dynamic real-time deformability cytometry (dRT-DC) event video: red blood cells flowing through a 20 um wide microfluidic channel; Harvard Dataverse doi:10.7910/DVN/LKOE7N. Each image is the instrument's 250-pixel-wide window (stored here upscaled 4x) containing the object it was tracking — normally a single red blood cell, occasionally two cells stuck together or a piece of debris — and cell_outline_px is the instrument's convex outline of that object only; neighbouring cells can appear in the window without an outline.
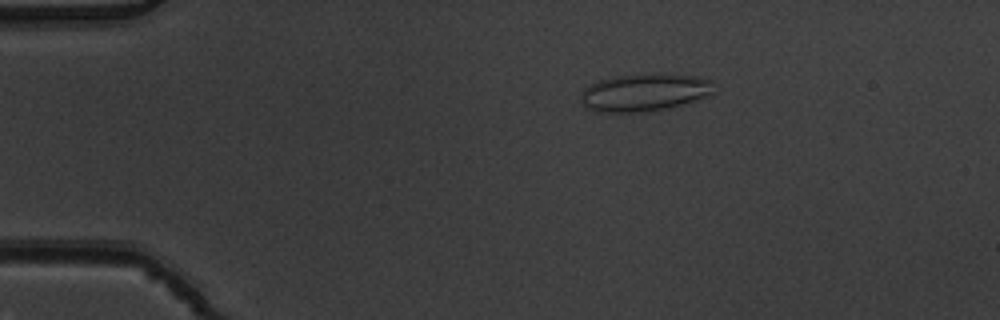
{"species": "common noctule bat (a hibernating species)", "species_latin": "Nyctalus noctula", "temperature_condition": "warm", "stored_images_in_passage": 6, "camera_frame_rate_fps": 3000, "um_per_image_px": 0.085, "animal": {"sex": "male", "body_mass_g": 19.5, "forearm_length_mm": 54.6}, "frame": {"image": 1, "passage_image": 2, "time_ms": 0.333, "image_size_px": [1000, 320], "cell_outline_px": [[712, 92], [708, 96], [684, 104], [668, 108], [640, 112], [596, 112], [584, 108], [580, 104], [580, 92], [584, 88], [600, 80], [616, 76], [700, 76], [712, 80]], "centroid_in_image_um": [54.7, 7.91], "position_along_channel_um": 30.3, "area_um2": 28.55}}
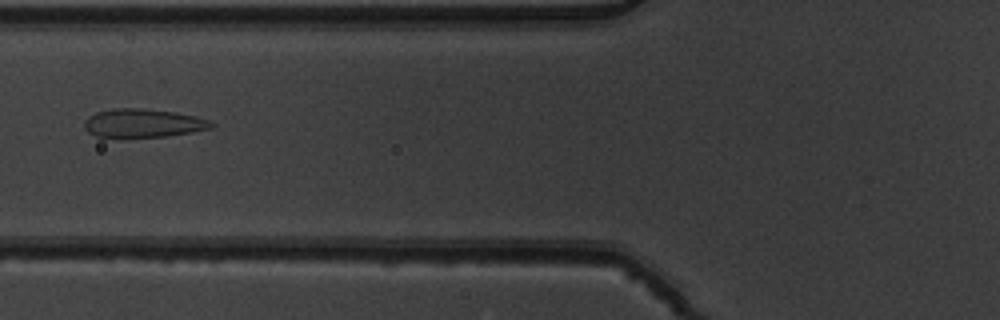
{"frame": {"image": 2, "passage_image": 5, "time_ms": 1.333, "image_size_px": [1000, 320], "cell_outline_px": [[216, 124], [212, 128], [192, 132], [164, 136], [96, 136], [88, 132], [84, 128], [84, 120], [88, 116], [96, 112], [112, 108], [140, 108], [172, 112], [196, 116], [212, 120]], "centroid_in_image_um": [12.18, 10.45], "position_along_channel_um": 113.6, "area_um2": 20.92}}
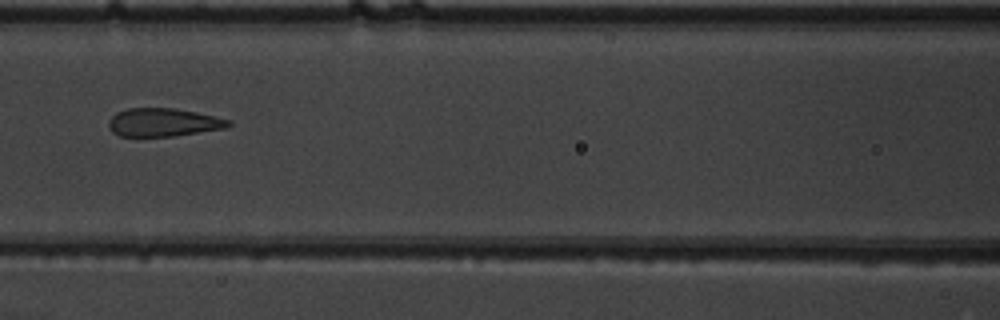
{"frame": {"image": 3, "passage_image": 6, "time_ms": 1.667, "image_size_px": [1000, 320], "cell_outline_px": [[232, 124], [224, 128], [172, 136], [120, 136], [112, 132], [108, 128], [108, 120], [116, 112], [128, 108], [176, 108], [216, 116], [232, 120]], "centroid_in_image_um": [13.86, 10.39], "position_along_channel_um": 152.7, "area_um2": 19.77}}